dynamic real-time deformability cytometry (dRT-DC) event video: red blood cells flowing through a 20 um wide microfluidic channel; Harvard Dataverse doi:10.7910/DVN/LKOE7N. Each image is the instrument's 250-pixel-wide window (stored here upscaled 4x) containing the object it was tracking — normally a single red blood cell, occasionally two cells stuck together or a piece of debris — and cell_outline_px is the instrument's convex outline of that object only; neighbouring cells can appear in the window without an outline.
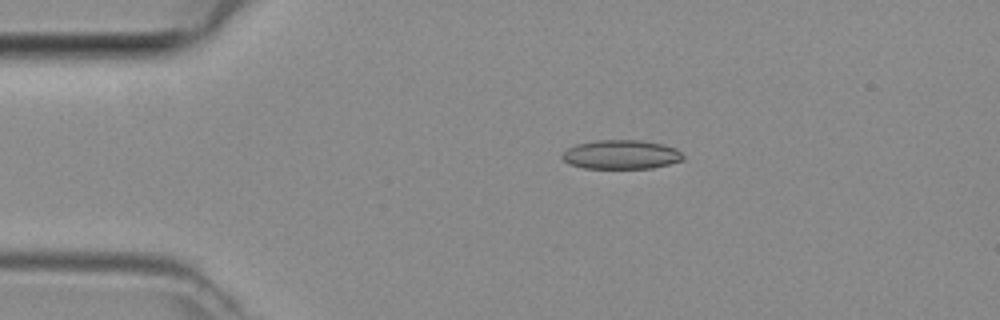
{"species": "common noctule bat (a hibernating species)", "species_latin": "Nyctalus noctula", "temperature_condition": "room temperature", "stored_images_in_passage": 45, "camera_frame_rate_fps": 3000, "um_per_image_px": 0.085, "animal": {"sex": "female", "body_mass_g": 29.2, "forearm_length_mm": 56.3}, "frame": {"image": 1, "passage_image": 8, "time_ms": 2.333, "image_size_px": [1000, 320], "cell_outline_px": [[684, 160], [652, 168], [584, 168], [568, 164], [560, 156], [568, 148], [576, 144], [596, 140], [644, 140], [664, 144], [676, 148], [684, 156]], "centroid_in_image_um": [52.81, 13.13], "position_along_channel_um": 32.2, "area_um2": 20.63}}
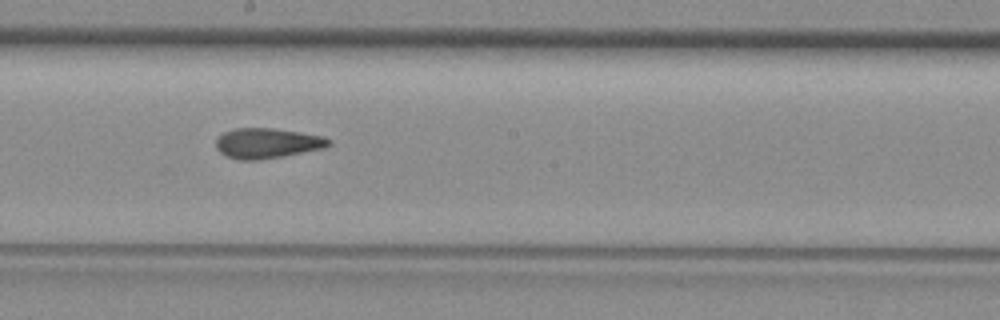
{"frame": {"image": 2, "passage_image": 24, "time_ms": 7.667, "image_size_px": [1000, 320], "cell_outline_px": [[332, 144], [324, 148], [284, 156], [260, 160], [240, 160], [228, 156], [220, 152], [216, 148], [216, 140], [224, 132], [236, 128], [272, 128], [300, 132], [324, 136], [332, 140]], "centroid_in_image_um": [22.75, 12.17], "position_along_channel_um": 225.5, "area_um2": 19.88}}
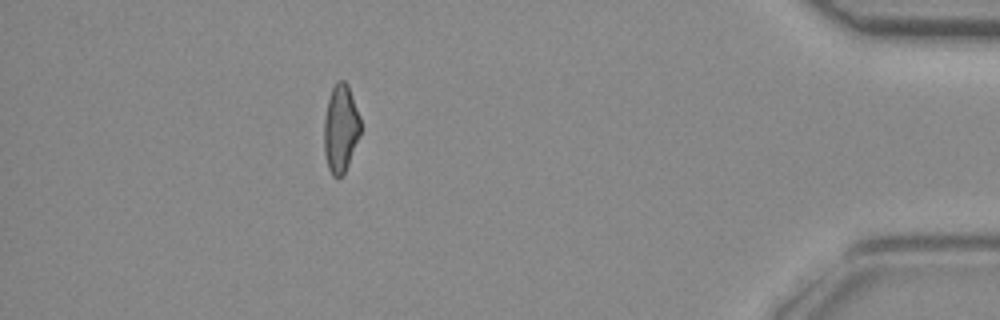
{"frame": {"image": 3, "passage_image": 40, "time_ms": 13.0, "image_size_px": [1000, 320], "cell_outline_px": [[360, 136], [348, 164], [344, 172], [340, 176], [332, 176], [328, 168], [324, 152], [324, 120], [328, 100], [332, 88], [340, 80], [344, 80], [348, 84], [360, 116]], "centroid_in_image_um": [28.96, 10.91], "position_along_channel_um": 406.2, "area_um2": 18.55}}